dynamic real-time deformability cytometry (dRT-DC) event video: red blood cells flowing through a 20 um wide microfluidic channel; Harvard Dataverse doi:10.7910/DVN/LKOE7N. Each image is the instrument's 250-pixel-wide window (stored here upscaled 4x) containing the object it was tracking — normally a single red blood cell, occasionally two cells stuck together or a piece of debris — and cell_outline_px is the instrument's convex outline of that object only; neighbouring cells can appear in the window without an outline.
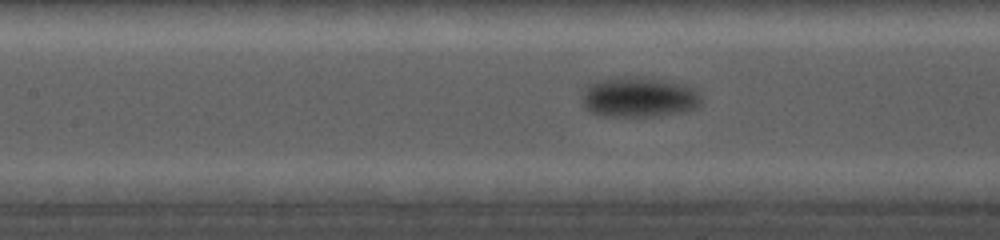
{"species": "common noctule bat (a hibernating species)", "species_latin": "Nyctalus noctula", "temperature_condition": "cold", "stored_images_in_passage": 40, "camera_frame_rate_fps": 5000, "um_per_image_px": 0.085, "animal": {"sex": "female", "body_mass_g": 19.0, "forearm_length_mm": 56.7}, "frame": {"image": 1, "passage_image": 23, "time_ms": 8.0, "image_size_px": [1000, 240], "cell_outline_px": [[700, 108], [684, 112], [652, 116], [600, 116], [588, 112], [584, 108], [584, 88], [588, 84], [596, 80], [620, 76], [640, 76], [684, 84], [692, 88], [700, 96]], "centroid_in_image_um": [54.28, 8.26], "position_along_channel_um": 153.1, "area_um2": 28.26}}
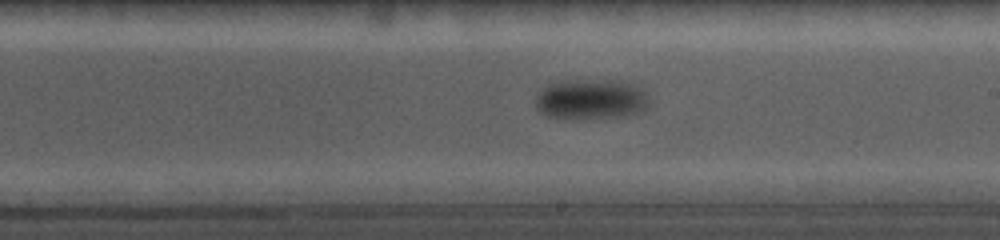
{"frame": {"image": 2, "passage_image": 29, "time_ms": 10.4, "image_size_px": [1000, 240], "cell_outline_px": [[648, 104], [644, 112], [624, 116], [580, 120], [572, 120], [548, 116], [540, 112], [536, 108], [536, 96], [548, 84], [560, 80], [620, 80], [636, 84], [644, 88], [648, 100]], "centroid_in_image_um": [50.26, 8.45], "position_along_channel_um": 238.7, "area_um2": 27.51}}
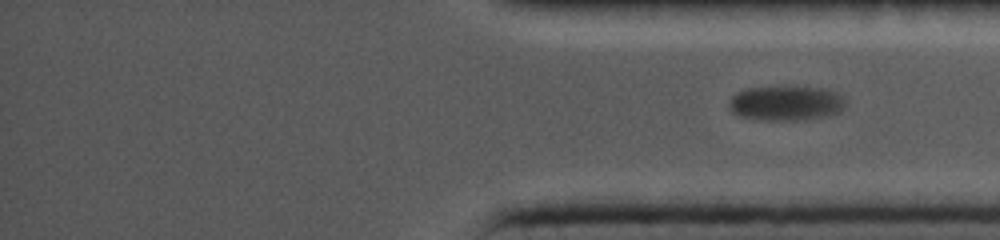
{"frame": {"image": 3, "passage_image": 40, "time_ms": 14.0, "image_size_px": [1000, 240], "cell_outline_px": [[844, 108], [840, 112], [824, 116], [804, 120], [768, 120], [740, 116], [732, 112], [728, 104], [732, 96], [736, 92], [744, 88], [788, 84], [828, 88], [844, 96]], "centroid_in_image_um": [66.83, 8.71], "position_along_channel_um": 368.4, "area_um2": 24.57}}